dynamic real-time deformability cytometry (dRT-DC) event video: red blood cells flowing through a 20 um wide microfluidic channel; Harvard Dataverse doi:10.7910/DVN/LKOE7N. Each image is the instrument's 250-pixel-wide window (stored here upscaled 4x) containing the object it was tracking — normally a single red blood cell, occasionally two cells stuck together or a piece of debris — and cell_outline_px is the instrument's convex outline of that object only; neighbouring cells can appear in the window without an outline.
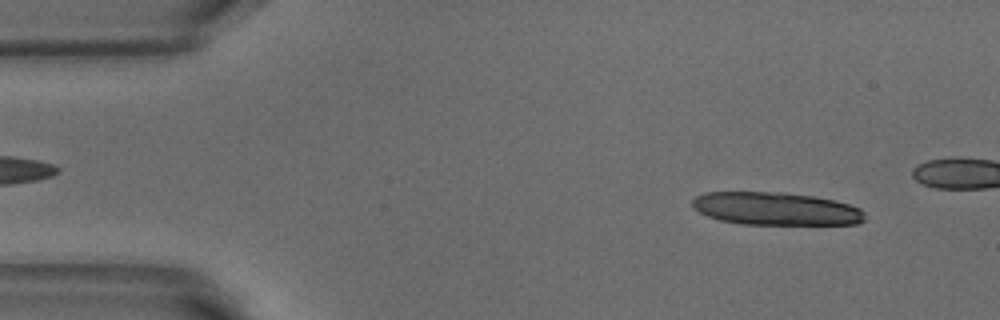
{"species": "common noctule bat (a hibernating species)", "species_latin": "Nyctalus noctula", "temperature_condition": "warm", "stored_images_in_passage": 13, "camera_frame_rate_fps": 3000, "um_per_image_px": 0.085, "animal": {"sex": "male", "body_mass_g": 18.8}, "frame": {"image": 1, "passage_image": 4, "time_ms": 1.0, "image_size_px": [1000, 320], "cell_outline_px": [[864, 220], [856, 224], [740, 224], [720, 220], [708, 216], [692, 208], [692, 200], [696, 196], [704, 192], [784, 192], [812, 196], [832, 200], [848, 204], [860, 208], [864, 212]], "centroid_in_image_um": [65.91, 17.74], "position_along_channel_um": 19.1, "area_um2": 33.0}}